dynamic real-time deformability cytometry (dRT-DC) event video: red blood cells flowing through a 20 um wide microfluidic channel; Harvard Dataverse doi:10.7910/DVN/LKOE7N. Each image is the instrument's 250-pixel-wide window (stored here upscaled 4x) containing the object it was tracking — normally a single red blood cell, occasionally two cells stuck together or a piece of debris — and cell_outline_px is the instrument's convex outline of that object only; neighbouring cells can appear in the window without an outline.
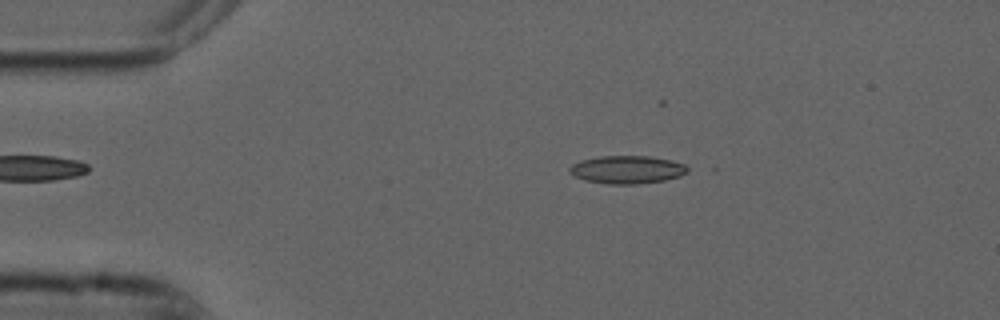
{"species": "common noctule bat (a hibernating species)", "species_latin": "Nyctalus noctula", "temperature_condition": "cold", "stored_images_in_passage": 32, "camera_frame_rate_fps": 3000, "um_per_image_px": 0.085, "animal": {"sex": "male", "forearm_length_mm": 52.5}, "frame": {"image": 1, "passage_image": 4, "time_ms": 1.0, "image_size_px": [1000, 320], "cell_outline_px": [[688, 172], [680, 176], [664, 180], [636, 184], [608, 184], [584, 180], [568, 172], [568, 168], [572, 164], [580, 160], [600, 156], [648, 156], [672, 160], [684, 164], [688, 168]], "centroid_in_image_um": [53.29, 14.41], "position_along_channel_um": 31.7, "area_um2": 19.25}}
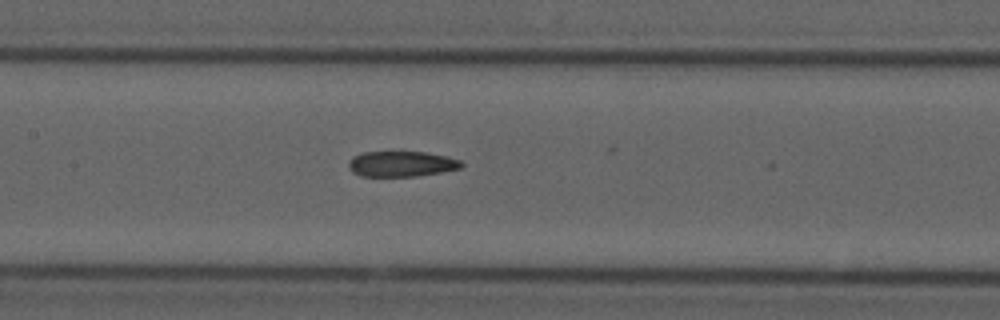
{"frame": {"image": 2, "passage_image": 19, "time_ms": 6.0, "image_size_px": [1000, 320], "cell_outline_px": [[464, 164], [460, 168], [440, 172], [416, 176], [360, 176], [352, 172], [348, 168], [348, 164], [352, 156], [364, 152], [424, 152], [448, 156], [460, 160]], "centroid_in_image_um": [34.1, 13.93], "position_along_channel_um": 173.3, "area_um2": 16.76}}
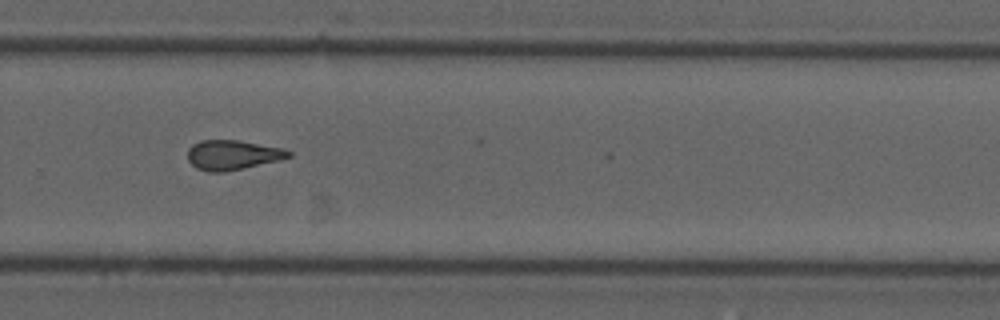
{"frame": {"image": 3, "passage_image": 30, "time_ms": 9.667, "image_size_px": [1000, 320], "cell_outline_px": [[292, 156], [280, 160], [224, 172], [208, 172], [196, 168], [188, 160], [188, 148], [192, 144], [200, 140], [240, 140], [284, 148], [292, 152]], "centroid_in_image_um": [19.77, 13.16], "position_along_channel_um": 310.0, "area_um2": 17.63}}